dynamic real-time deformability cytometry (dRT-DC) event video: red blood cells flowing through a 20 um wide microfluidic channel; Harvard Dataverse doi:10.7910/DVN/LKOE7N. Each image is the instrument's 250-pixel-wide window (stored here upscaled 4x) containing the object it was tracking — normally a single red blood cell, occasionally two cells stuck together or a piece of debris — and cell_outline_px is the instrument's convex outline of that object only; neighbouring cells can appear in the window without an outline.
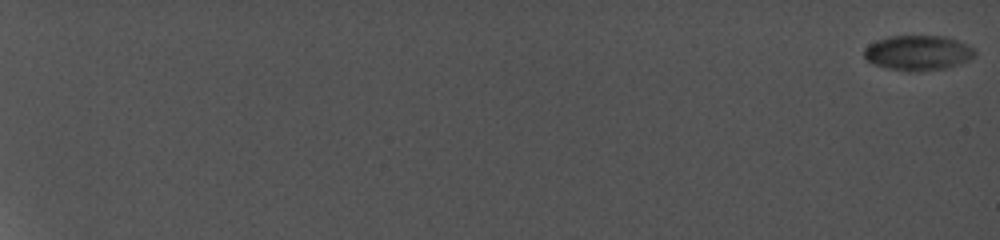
{"species": "common noctule bat (a hibernating species)", "species_latin": "Nyctalus noctula", "temperature_condition": "cold", "stored_images_in_passage": 95, "camera_frame_rate_fps": 5000, "um_per_image_px": 0.085, "animal": {"sex": "female", "body_mass_g": 19.0, "forearm_length_mm": 56.7}, "frame": {"image": 1, "passage_image": 1, "time_ms": 0.0, "image_size_px": [1000, 240], "cell_outline_px": [[976, 56], [960, 64], [944, 68], [916, 72], [908, 72], [888, 68], [872, 64], [864, 56], [864, 48], [868, 44], [876, 40], [888, 36], [944, 36], [956, 40], [972, 48], [976, 52]], "centroid_in_image_um": [78.0, 4.5], "position_along_channel_um": 7.0, "area_um2": 22.66}}
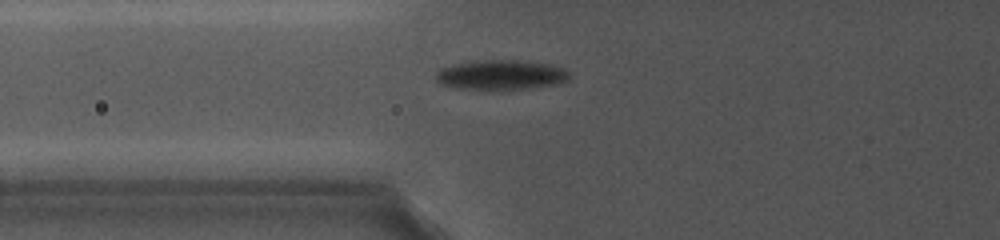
{"frame": {"image": 2, "passage_image": 49, "time_ms": 9.6, "image_size_px": [1000, 240], "cell_outline_px": [[572, 72], [568, 80], [556, 84], [532, 88], [500, 92], [452, 88], [440, 84], [436, 80], [436, 72], [440, 68], [452, 64], [476, 60], [516, 60], [548, 64], [564, 68]], "centroid_in_image_um": [42.55, 6.4], "position_along_channel_um": 83.2, "area_um2": 24.22}}
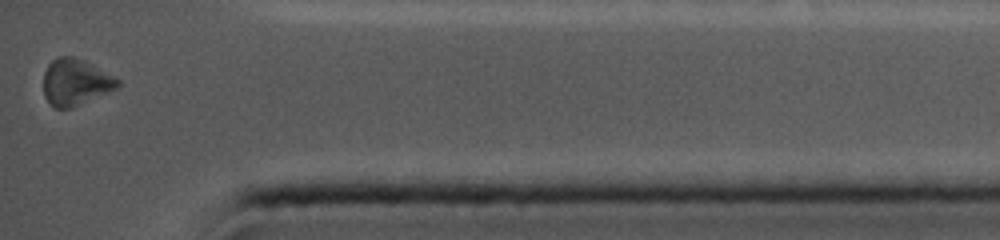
{"frame": {"image": 3, "passage_image": 95, "time_ms": 18.8, "image_size_px": [1000, 240], "cell_outline_px": [[120, 84], [116, 88], [108, 92], [72, 108], [56, 108], [48, 104], [44, 96], [44, 72], [48, 64], [52, 60], [60, 56], [72, 56], [84, 60], [120, 80]], "centroid_in_image_um": [6.38, 6.99], "position_along_channel_um": 428.8, "area_um2": 20.0}}